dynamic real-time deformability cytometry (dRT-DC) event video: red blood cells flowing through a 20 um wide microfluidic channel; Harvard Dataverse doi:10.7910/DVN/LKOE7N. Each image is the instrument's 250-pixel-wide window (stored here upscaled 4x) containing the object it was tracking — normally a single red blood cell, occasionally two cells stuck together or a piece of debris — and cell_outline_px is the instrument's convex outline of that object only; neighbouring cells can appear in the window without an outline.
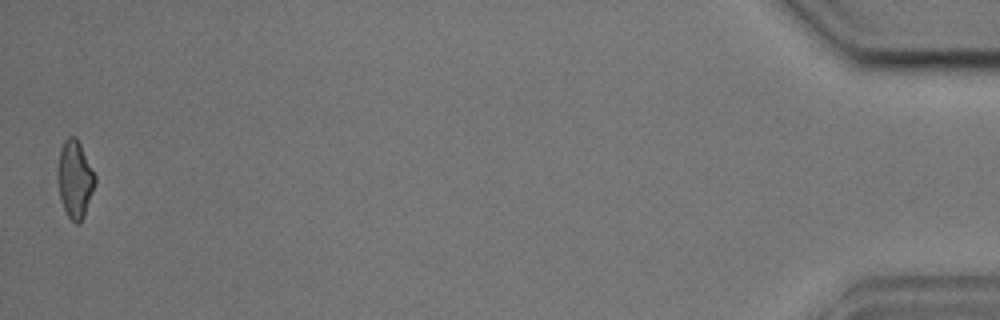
{"species": "common noctule bat (a hibernating species)", "species_latin": "Nyctalus noctula", "temperature_condition": "cold", "stored_images_in_passage": 41, "camera_frame_rate_fps": 3000, "um_per_image_px": 0.085, "animal": {"sex": "male", "body_mass_g": 17.9, "forearm_length_mm": 54.2}, "frame": {"image": 1, "passage_image": 41, "time_ms": 13.333, "image_size_px": [1000, 320], "cell_outline_px": [[96, 180], [84, 216], [80, 224], [76, 224], [68, 216], [64, 208], [60, 196], [56, 176], [56, 172], [60, 148], [64, 140], [68, 136], [76, 136], [96, 176]], "centroid_in_image_um": [6.34, 15.21], "position_along_channel_um": 428.9, "area_um2": 16.88}, "authors_computed_cell_mechanics": {"area_um2": 17.4556, "velocity_mm_per_s": 3.6729, "shape_relaxation_time_tau1_ms": 6.0485, "shape_relaxation_time_tau2_ms": 2.1956, "deformation_change_tau1": 0.16, "deformation_change_tau2": 0.0969}}